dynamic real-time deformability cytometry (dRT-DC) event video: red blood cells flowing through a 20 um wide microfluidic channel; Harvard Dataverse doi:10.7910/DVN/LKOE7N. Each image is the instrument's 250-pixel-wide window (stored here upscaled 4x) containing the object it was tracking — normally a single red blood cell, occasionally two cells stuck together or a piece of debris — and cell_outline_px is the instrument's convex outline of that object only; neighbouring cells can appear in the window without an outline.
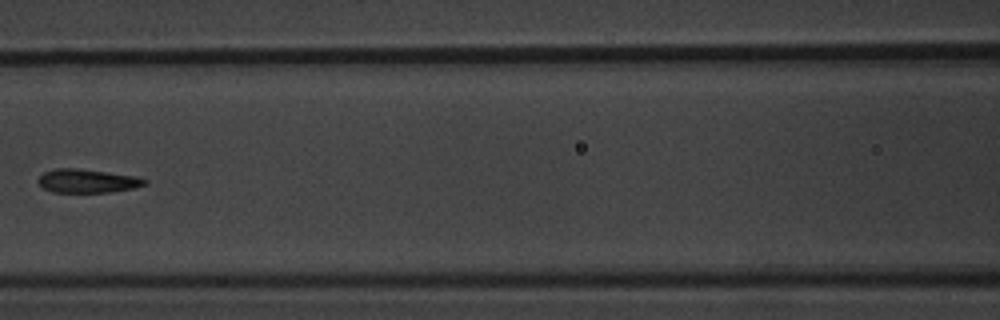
{"species": "common noctule bat (a hibernating species)", "species_latin": "Nyctalus noctula", "temperature_condition": "warm", "stored_images_in_passage": 6, "camera_frame_rate_fps": 3000, "um_per_image_px": 0.085, "animal": {"sex": "male", "body_mass_g": 20.1, "forearm_length_mm": 53.5}, "frame": {"image": 1, "passage_image": 6, "time_ms": 6.667, "image_size_px": [1000, 320], "cell_outline_px": [[148, 184], [132, 188], [108, 192], [52, 192], [44, 188], [36, 180], [44, 172], [56, 168], [76, 168], [136, 176], [148, 180]], "centroid_in_image_um": [7.42, 15.38], "position_along_channel_um": 159.2, "area_um2": 14.57}}